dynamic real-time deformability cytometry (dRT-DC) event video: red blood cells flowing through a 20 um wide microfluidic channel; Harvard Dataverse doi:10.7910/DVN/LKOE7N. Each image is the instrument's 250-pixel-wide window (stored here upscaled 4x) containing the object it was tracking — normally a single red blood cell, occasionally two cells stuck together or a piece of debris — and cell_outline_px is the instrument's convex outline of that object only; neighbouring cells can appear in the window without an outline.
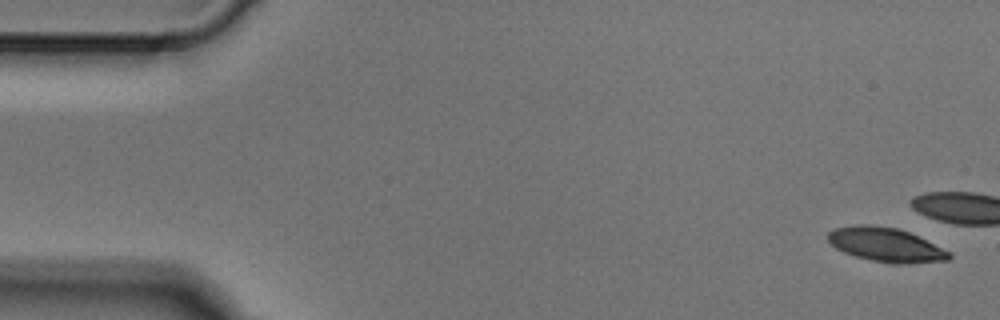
{"species": "Egyptian fruit bat (a non-hibernating species)", "species_latin": "Rousettus aegyptiacus", "temperature_condition": "cold", "stored_images_in_passage": 5, "camera_frame_rate_fps": 3000, "um_per_image_px": 0.085, "animal": {"sex": "male"}, "frame": {"image": 1, "passage_image": 1, "time_ms": 0.0, "image_size_px": [1000, 320], "cell_outline_px": [[952, 256], [948, 260], [896, 264], [872, 260], [856, 256], [844, 252], [836, 248], [828, 240], [828, 232], [836, 228], [856, 224], [872, 224], [896, 228], [908, 232], [948, 252]], "centroid_in_image_um": [75.23, 20.79], "position_along_channel_um": 9.8, "area_um2": 23.47}}